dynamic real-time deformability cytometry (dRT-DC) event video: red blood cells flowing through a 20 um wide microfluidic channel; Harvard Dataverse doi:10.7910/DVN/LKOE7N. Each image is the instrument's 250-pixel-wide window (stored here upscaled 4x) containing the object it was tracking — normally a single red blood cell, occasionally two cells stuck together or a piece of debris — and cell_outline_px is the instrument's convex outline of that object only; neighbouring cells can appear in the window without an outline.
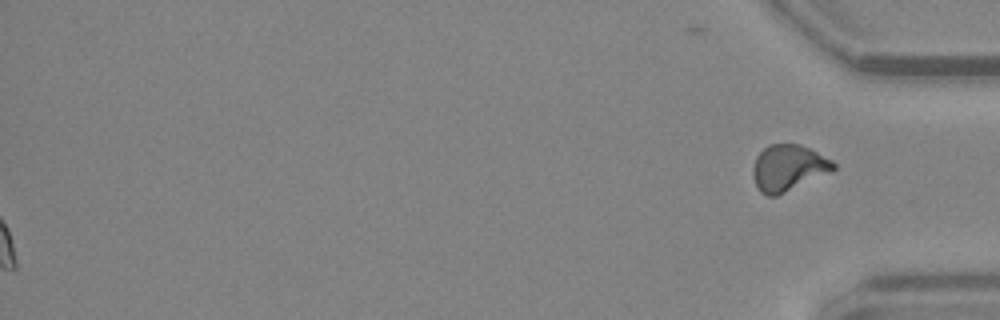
{"species": "common noctule bat (a hibernating species)", "species_latin": "Nyctalus noctula", "temperature_condition": "warm", "stored_images_in_passage": 56, "segment_of_instrument_passage": [2, 2], "camera_frame_rate_fps": 3000, "um_per_image_px": 0.085, "animal": {"sex": "female", "body_mass_g": 24.6, "forearm_length_mm": 56.2}, "frame": {"image": 1, "passage_image": 56, "time_ms": 18.333, "image_size_px": [1000, 320], "cell_outline_px": [[836, 168], [832, 172], [776, 196], [768, 196], [760, 192], [752, 176], [752, 168], [756, 156], [768, 144], [800, 144], [832, 160], [836, 164]], "centroid_in_image_um": [67.0, 14.27], "position_along_channel_um": 368.2, "area_um2": 21.73}}